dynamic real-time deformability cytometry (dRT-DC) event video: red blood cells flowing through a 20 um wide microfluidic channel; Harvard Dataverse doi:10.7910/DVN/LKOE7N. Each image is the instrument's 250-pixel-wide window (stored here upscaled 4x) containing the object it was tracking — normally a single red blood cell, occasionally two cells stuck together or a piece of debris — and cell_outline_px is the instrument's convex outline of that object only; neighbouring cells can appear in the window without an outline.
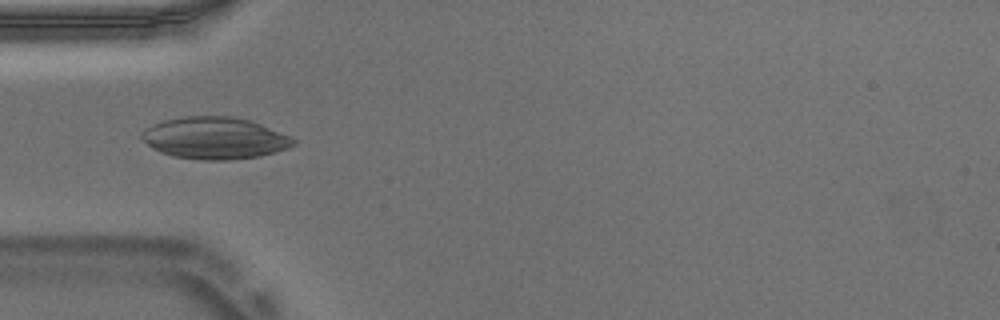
{"species": "Egyptian fruit bat (a non-hibernating species)", "species_latin": "Rousettus aegyptiacus", "temperature_condition": "warm", "stored_images_in_passage": 53, "camera_frame_rate_fps": 3000, "um_per_image_px": 0.085, "animal": {"sex": "male"}, "frame": {"image": 1, "passage_image": 16, "time_ms": 5.0, "image_size_px": [1000, 320], "cell_outline_px": [[296, 144], [288, 148], [260, 156], [228, 160], [200, 160], [172, 156], [160, 152], [152, 148], [140, 136], [140, 132], [144, 128], [152, 124], [164, 120], [184, 116], [232, 116], [248, 120], [260, 124], [288, 136], [296, 140]], "centroid_in_image_um": [18.2, 11.74], "position_along_channel_um": 66.8, "area_um2": 36.99}}